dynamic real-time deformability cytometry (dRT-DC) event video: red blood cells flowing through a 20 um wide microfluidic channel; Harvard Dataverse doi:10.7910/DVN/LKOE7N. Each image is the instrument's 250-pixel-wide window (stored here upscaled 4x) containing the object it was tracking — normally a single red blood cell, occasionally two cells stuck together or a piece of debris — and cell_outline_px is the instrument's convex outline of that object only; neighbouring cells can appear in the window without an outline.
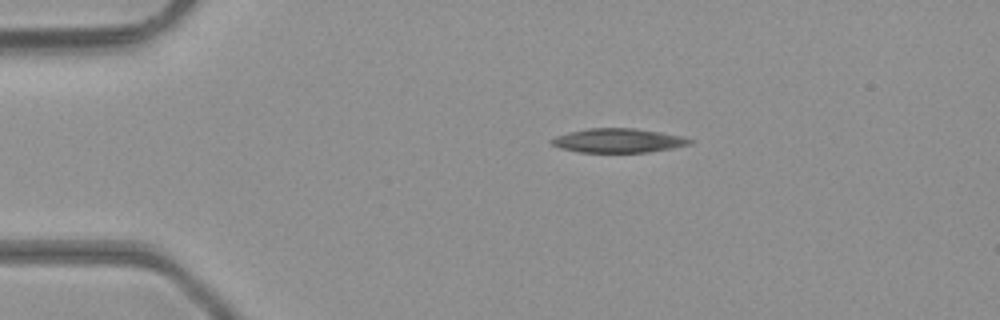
{"species": "common noctule bat (a hibernating species)", "species_latin": "Nyctalus noctula", "temperature_condition": "room temperature", "stored_images_in_passage": 4, "camera_frame_rate_fps": 3000, "um_per_image_px": 0.085, "animal": {"sex": "male", "body_mass_g": 23.1, "forearm_length_mm": 52.7}, "frame": {"image": 1, "passage_image": 3, "time_ms": 0.667, "image_size_px": [1000, 320], "cell_outline_px": [[696, 140], [692, 144], [672, 148], [648, 152], [580, 152], [560, 148], [552, 144], [548, 140], [556, 136], [568, 132], [588, 128], [636, 128], [684, 136]], "centroid_in_image_um": [52.58, 11.94], "position_along_channel_um": 32.4, "area_um2": 19.59}}